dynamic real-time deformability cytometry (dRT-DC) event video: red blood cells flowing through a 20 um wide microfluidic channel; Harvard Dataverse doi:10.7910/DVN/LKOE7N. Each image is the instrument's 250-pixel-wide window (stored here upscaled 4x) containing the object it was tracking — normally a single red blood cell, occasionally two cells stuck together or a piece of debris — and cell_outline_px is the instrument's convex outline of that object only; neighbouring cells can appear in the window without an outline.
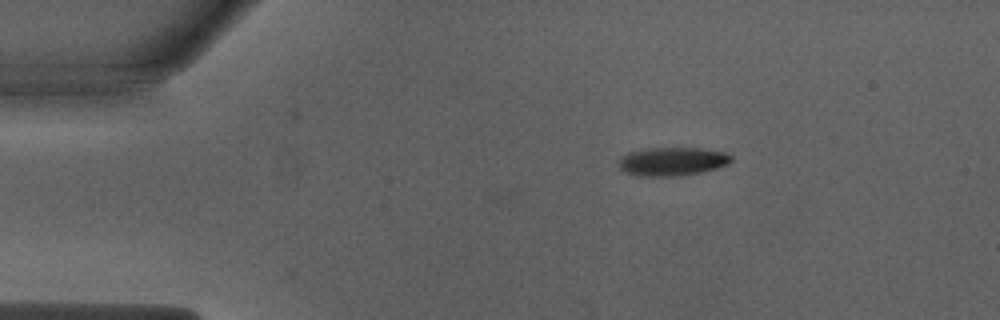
{"species": "Egyptian fruit bat (a non-hibernating species)", "species_latin": "Rousettus aegyptiacus", "temperature_condition": "warm", "stored_images_in_passage": 41, "camera_frame_rate_fps": 3000, "um_per_image_px": 0.085, "animal": {"sex": "male"}, "frame": {"image": 1, "passage_image": 1, "time_ms": 0.0, "image_size_px": [1000, 320], "cell_outline_px": [[732, 160], [728, 164], [716, 168], [700, 172], [680, 176], [636, 176], [624, 172], [620, 168], [620, 160], [628, 152], [652, 148], [700, 148], [724, 152], [732, 156]], "centroid_in_image_um": [57.16, 13.73], "position_along_channel_um": 27.8, "area_um2": 18.55}}
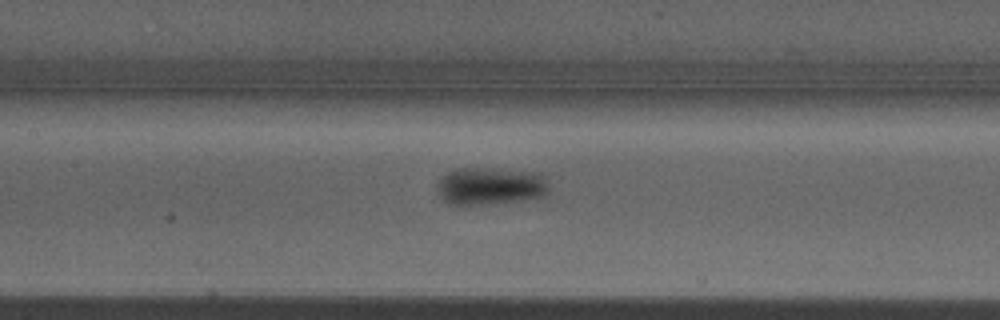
{"frame": {"image": 2, "passage_image": 16, "time_ms": 5.0, "image_size_px": [1000, 320], "cell_outline_px": [[548, 192], [544, 196], [520, 200], [476, 204], [452, 204], [444, 200], [440, 196], [436, 188], [436, 184], [440, 176], [456, 168], [488, 168], [540, 172], [544, 176], [548, 188]], "centroid_in_image_um": [41.65, 15.78], "position_along_channel_um": 165.7, "area_um2": 24.39}}
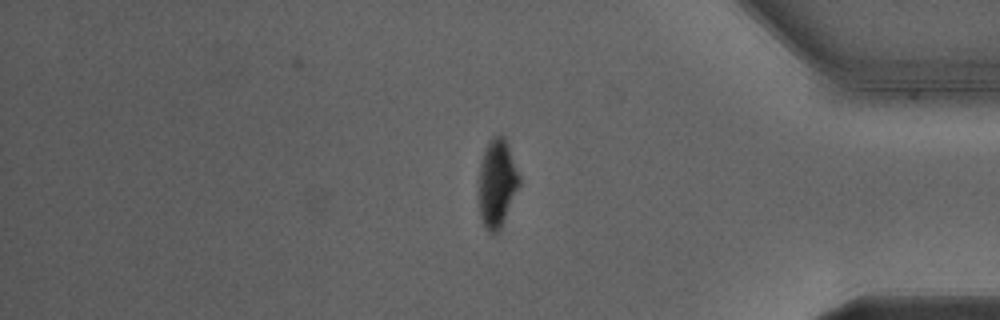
{"frame": {"image": 3, "passage_image": 35, "time_ms": 11.333, "image_size_px": [1000, 320], "cell_outline_px": [[520, 184], [500, 228], [496, 232], [492, 232], [484, 224], [480, 216], [480, 168], [484, 152], [488, 140], [492, 136], [504, 136], [520, 176]], "centroid_in_image_um": [42.27, 15.52], "position_along_channel_um": 392.9, "area_um2": 20.0}, "authors_computed_cell_mechanics": {"area_um2": 22.6576, "velocity_mm_per_s": 4.0091, "shape_relaxation_time_tau1_ms": 3.211, "shape_relaxation_time_tau2_ms": null, "deformation_change_tau1": 0.1709, "deformation_change_tau2": null}}